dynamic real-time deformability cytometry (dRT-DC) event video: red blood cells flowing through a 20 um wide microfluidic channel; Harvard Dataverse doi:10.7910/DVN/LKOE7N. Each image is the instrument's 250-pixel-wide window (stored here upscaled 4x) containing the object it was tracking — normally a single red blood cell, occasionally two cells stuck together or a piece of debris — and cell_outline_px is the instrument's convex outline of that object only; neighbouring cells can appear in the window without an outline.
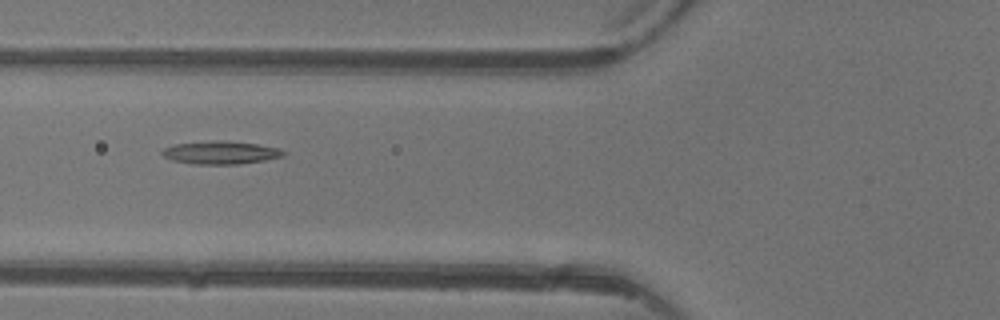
{"species": "common noctule bat (a hibernating species)", "species_latin": "Nyctalus noctula", "temperature_condition": "warm", "stored_images_in_passage": 5, "camera_frame_rate_fps": 3000, "um_per_image_px": 0.085, "animal": {"sex": "female"}, "frame": {"image": 1, "passage_image": 5, "time_ms": 5.667, "image_size_px": [1000, 320], "cell_outline_px": [[288, 152], [284, 156], [264, 160], [240, 164], [196, 164], [172, 160], [164, 156], [160, 152], [164, 148], [172, 144], [216, 140], [256, 144], [280, 148]], "centroid_in_image_um": [18.77, 12.97], "position_along_channel_um": 107.0, "area_um2": 16.24}}